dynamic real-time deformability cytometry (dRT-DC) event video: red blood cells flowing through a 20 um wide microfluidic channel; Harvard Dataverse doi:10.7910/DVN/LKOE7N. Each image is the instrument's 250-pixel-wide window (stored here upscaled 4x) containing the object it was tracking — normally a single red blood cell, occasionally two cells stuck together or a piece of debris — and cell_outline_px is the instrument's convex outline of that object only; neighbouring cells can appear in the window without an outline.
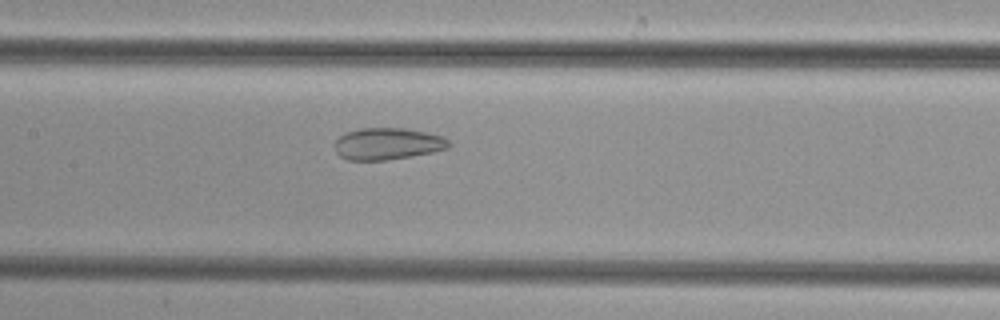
{"species": "common noctule bat (a hibernating species)", "species_latin": "Nyctalus noctula", "temperature_condition": "cold", "stored_images_in_passage": 37, "camera_frame_rate_fps": 3000, "um_per_image_px": 0.085, "animal": {"sex": "female", "body_mass_g": 29.2, "forearm_length_mm": 56.3}, "frame": {"image": 1, "passage_image": 11, "time_ms": 3.333, "image_size_px": [1000, 320], "cell_outline_px": [[452, 144], [448, 148], [432, 152], [412, 156], [384, 160], [348, 160], [340, 156], [336, 152], [336, 140], [344, 132], [360, 128], [404, 128], [428, 132], [444, 136]], "centroid_in_image_um": [32.97, 12.21], "position_along_channel_um": 174.4, "area_um2": 21.27}}
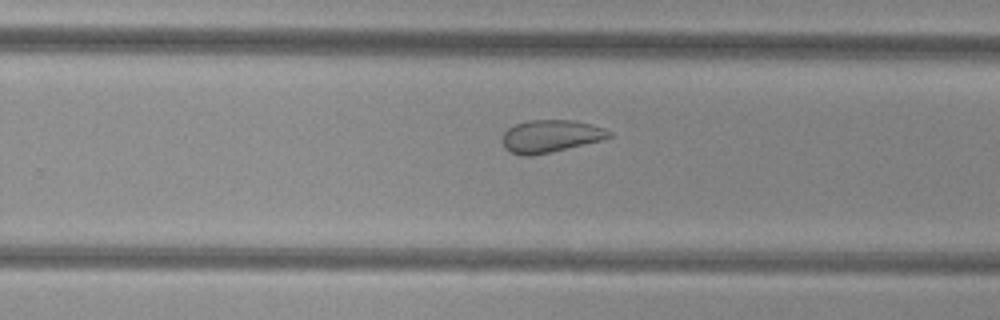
{"frame": {"image": 2, "passage_image": 19, "time_ms": 6.0, "image_size_px": [1000, 320], "cell_outline_px": [[612, 136], [604, 140], [532, 156], [520, 156], [508, 152], [504, 148], [504, 132], [508, 128], [516, 124], [528, 120], [572, 120], [592, 124], [604, 128], [612, 132]], "centroid_in_image_um": [46.82, 11.58], "position_along_channel_um": 283.0, "area_um2": 20.35}}
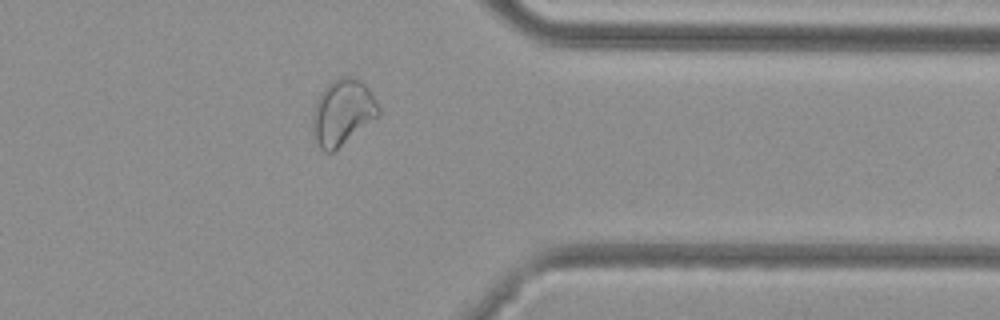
{"frame": {"image": 3, "passage_image": 27, "time_ms": 8.667, "image_size_px": [1000, 320], "cell_outline_px": [[380, 112], [376, 116], [332, 152], [324, 152], [320, 148], [312, 132], [312, 112], [316, 100], [320, 92], [336, 76], [352, 76], [360, 80], [368, 88], [380, 108]], "centroid_in_image_um": [29.06, 9.49], "position_along_channel_um": 382.3, "area_um2": 24.91}}